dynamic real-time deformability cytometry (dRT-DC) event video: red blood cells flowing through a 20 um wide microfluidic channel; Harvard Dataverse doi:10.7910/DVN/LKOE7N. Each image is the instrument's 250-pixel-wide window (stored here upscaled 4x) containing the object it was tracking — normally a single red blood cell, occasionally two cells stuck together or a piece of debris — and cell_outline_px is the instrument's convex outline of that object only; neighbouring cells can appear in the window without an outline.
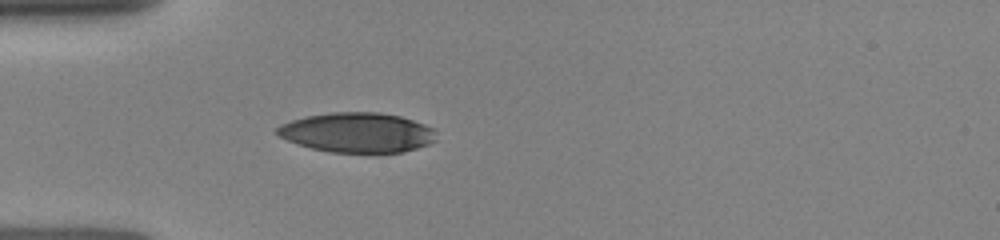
{"species": "human", "species_latin": "Homo sapiens", "temperature_condition": "room temperature", "stored_images_in_passage": 4, "camera_frame_rate_fps": 3000, "um_per_image_px": 0.085, "donor": {"sex": "female"}, "frame": {"image": 1, "passage_image": 4, "time_ms": 3.0, "image_size_px": [1000, 240], "cell_outline_px": [[436, 140], [428, 144], [404, 152], [332, 152], [312, 148], [288, 140], [280, 136], [276, 132], [276, 128], [280, 124], [304, 116], [332, 112], [380, 112], [400, 116], [424, 124], [432, 128]], "centroid_in_image_um": [30.36, 11.25], "position_along_channel_um": 54.6, "area_um2": 36.65}}